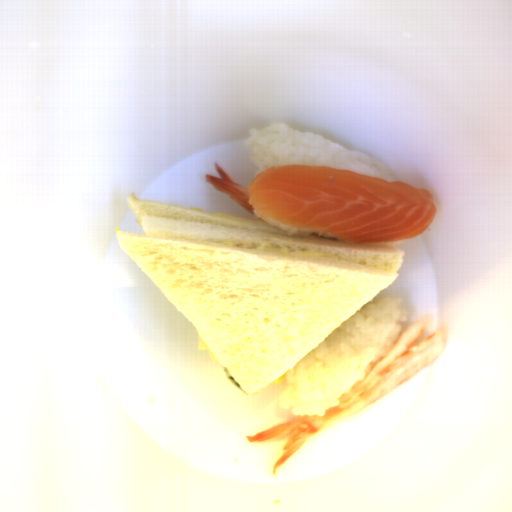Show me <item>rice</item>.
<instances>
[{"label":"rice","instance_id":"2","mask_svg":"<svg viewBox=\"0 0 512 512\" xmlns=\"http://www.w3.org/2000/svg\"><path fill=\"white\" fill-rule=\"evenodd\" d=\"M246 147L250 161L259 172L270 166L306 164L351 170L358 174L399 182L393 169L384 161L348 150L313 132H297L285 123L251 129Z\"/></svg>","mask_w":512,"mask_h":512},{"label":"rice","instance_id":"3","mask_svg":"<svg viewBox=\"0 0 512 512\" xmlns=\"http://www.w3.org/2000/svg\"><path fill=\"white\" fill-rule=\"evenodd\" d=\"M253 214H255L259 219H261L265 223L270 224L272 226H277L278 228L283 230L285 232V234L288 235L289 237H294L295 235H304V236L308 237L311 234H316L318 236H323V237H326L329 239H336V240H338L342 243H346V244L371 245V246H395V245L401 244L404 241H406V240H402V241H397V242H378V243H357V242L344 241L341 237H337V236H334V235H331V234H328L325 232H322L320 234L318 229L289 227V226H286L279 222H276L274 220H264L259 216V214L256 212L255 209L253 211Z\"/></svg>","mask_w":512,"mask_h":512},{"label":"rice","instance_id":"1","mask_svg":"<svg viewBox=\"0 0 512 512\" xmlns=\"http://www.w3.org/2000/svg\"><path fill=\"white\" fill-rule=\"evenodd\" d=\"M404 298L376 299L348 318L288 370L280 408L292 415L318 416L342 396L399 339L409 316Z\"/></svg>","mask_w":512,"mask_h":512}]
</instances>
